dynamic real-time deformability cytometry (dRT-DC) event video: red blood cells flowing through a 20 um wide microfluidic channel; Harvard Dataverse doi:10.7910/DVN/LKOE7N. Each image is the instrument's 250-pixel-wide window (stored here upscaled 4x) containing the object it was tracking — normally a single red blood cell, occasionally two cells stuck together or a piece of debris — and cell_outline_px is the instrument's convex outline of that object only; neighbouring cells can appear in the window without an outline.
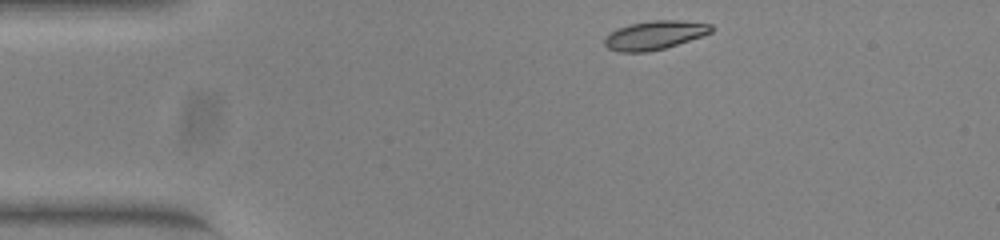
{"species": "common noctule bat (a hibernating species)", "species_latin": "Nyctalus noctula", "temperature_condition": "warm", "stored_images_in_passage": 44, "camera_frame_rate_fps": 3000, "um_per_image_px": 0.085, "animal": {"sex": "female", "body_mass_g": 23.0, "forearm_length_mm": 53.4}, "frame": {"image": 1, "passage_image": 1, "time_ms": 0.0, "image_size_px": [1000, 240], "cell_outline_px": [[712, 32], [664, 48], [648, 52], [620, 52], [608, 48], [604, 44], [604, 36], [628, 24], [652, 20], [680, 20], [712, 24]], "centroid_in_image_um": [55.61, 2.98], "position_along_channel_um": 29.4, "area_um2": 17.69}}
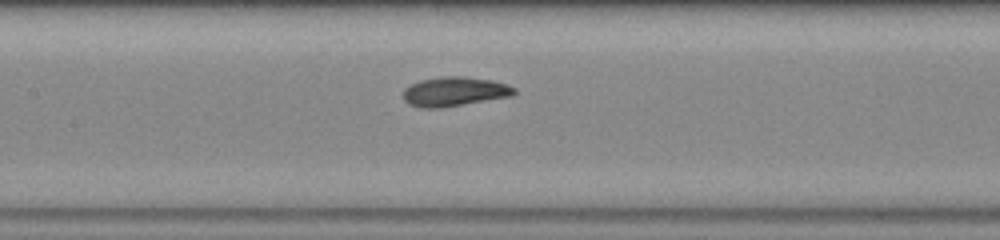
{"frame": {"image": 2, "passage_image": 16, "time_ms": 5.0, "image_size_px": [1000, 240], "cell_outline_px": [[516, 92], [508, 96], [440, 108], [420, 108], [408, 104], [404, 100], [404, 88], [420, 80], [440, 76], [464, 76], [492, 80], [516, 88]], "centroid_in_image_um": [38.57, 7.77], "position_along_channel_um": 168.8, "area_um2": 18.79}}
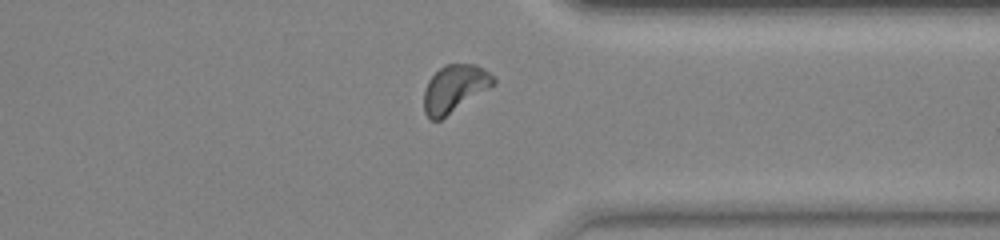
{"frame": {"image": 3, "passage_image": 32, "time_ms": 10.333, "image_size_px": [1000, 240], "cell_outline_px": [[496, 84], [440, 120], [432, 120], [424, 112], [424, 88], [428, 80], [444, 64], [476, 64], [488, 72], [496, 80]], "centroid_in_image_um": [38.63, 7.52], "position_along_channel_um": 372.8, "area_um2": 19.07}, "authors_computed_cell_mechanics": {"area_um2": 18.4382, "velocity_mm_per_s": 3.8969, "shape_relaxation_time_tau1_ms": 2.9185, "shape_relaxation_time_tau2_ms": 3.3729, "deformation_change_tau1": 0.1353, "deformation_change_tau2": 0.0662}}